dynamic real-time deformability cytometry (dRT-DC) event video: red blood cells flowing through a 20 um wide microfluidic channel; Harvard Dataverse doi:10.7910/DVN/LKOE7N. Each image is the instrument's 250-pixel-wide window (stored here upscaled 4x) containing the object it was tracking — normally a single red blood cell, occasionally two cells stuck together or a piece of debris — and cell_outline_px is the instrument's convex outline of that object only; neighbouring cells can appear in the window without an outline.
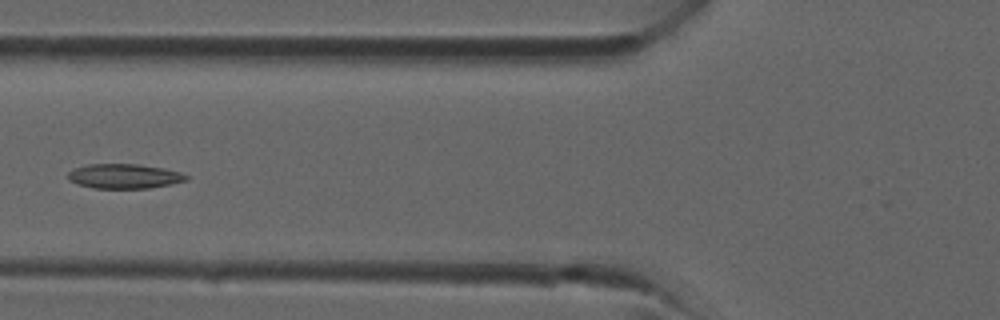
{"species": "common noctule bat (a hibernating species)", "species_latin": "Nyctalus noctula", "temperature_condition": "room temperature", "stored_images_in_passage": 32, "camera_frame_rate_fps": 3000, "um_per_image_px": 0.085, "animal": {"sex": "male", "forearm_length_mm": 52.5}, "frame": {"image": 1, "passage_image": 15, "time_ms": 4.667, "image_size_px": [1000, 320], "cell_outline_px": [[188, 180], [148, 188], [96, 188], [76, 184], [68, 180], [68, 172], [76, 168], [88, 164], [136, 164], [164, 168], [180, 172], [188, 176]], "centroid_in_image_um": [10.54, 14.97], "position_along_channel_um": 115.3, "area_um2": 16.82}}
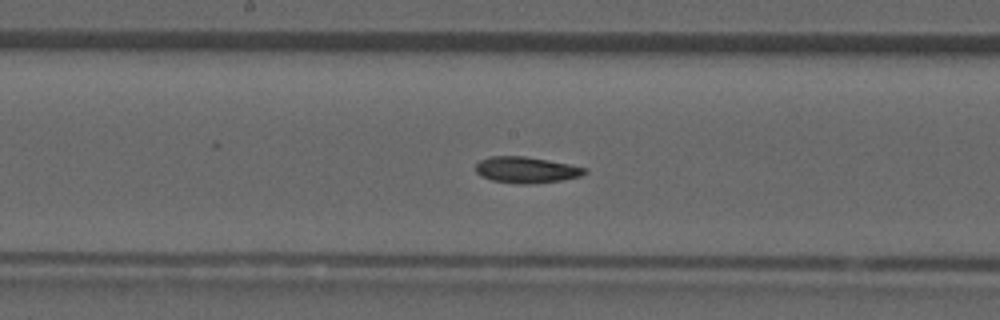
{"frame": {"image": 2, "passage_image": 20, "time_ms": 6.333, "image_size_px": [1000, 320], "cell_outline_px": [[588, 172], [580, 176], [560, 180], [532, 184], [520, 184], [492, 180], [480, 176], [476, 172], [476, 164], [480, 160], [492, 156], [524, 156], [568, 164], [588, 168]], "centroid_in_image_um": [44.73, 14.44], "position_along_channel_um": 203.5, "area_um2": 16.53}}
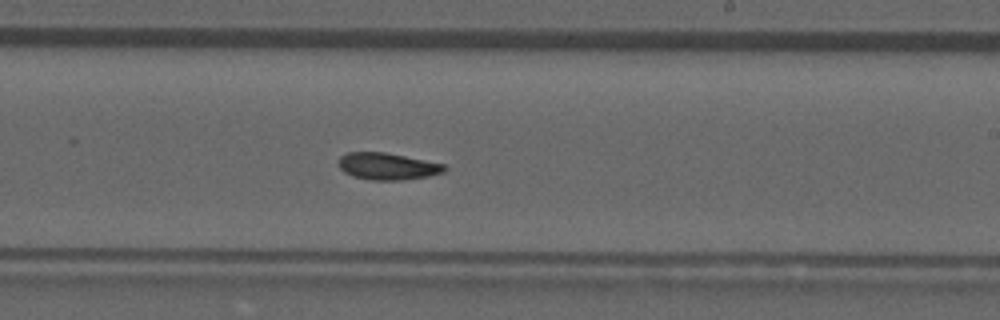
{"frame": {"image": 3, "passage_image": 23, "time_ms": 7.333, "image_size_px": [1000, 320], "cell_outline_px": [[448, 168], [444, 172], [428, 176], [404, 180], [372, 180], [352, 176], [344, 172], [340, 168], [340, 156], [348, 152], [384, 152], [444, 164]], "centroid_in_image_um": [32.95, 14.14], "position_along_channel_um": 256.1, "area_um2": 16.47}}